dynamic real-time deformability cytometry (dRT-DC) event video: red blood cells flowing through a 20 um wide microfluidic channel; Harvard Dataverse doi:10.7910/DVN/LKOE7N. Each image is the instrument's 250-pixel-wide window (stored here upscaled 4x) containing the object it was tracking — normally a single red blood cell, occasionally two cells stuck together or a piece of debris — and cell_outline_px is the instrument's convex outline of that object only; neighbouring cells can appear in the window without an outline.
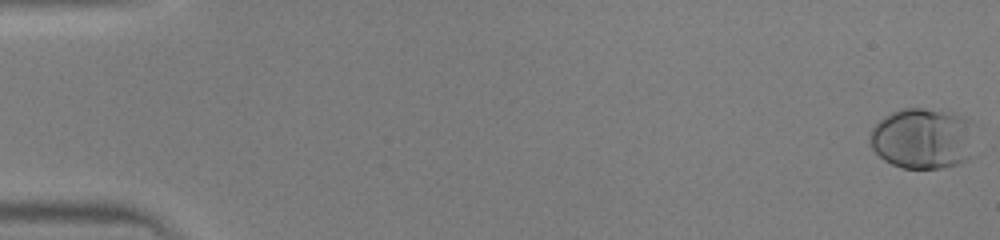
{"species": "human", "species_latin": "Homo sapiens", "temperature_condition": "warm", "stored_images_in_passage": 47, "camera_frame_rate_fps": 3000, "um_per_image_px": 0.085, "donor": {"sex": "male"}, "frame": {"image": 1, "passage_image": 1, "time_ms": 0.0, "image_size_px": [1000, 240], "cell_outline_px": [[972, 124], [968, 156], [960, 164], [944, 168], [904, 168], [892, 164], [884, 160], [872, 148], [872, 128], [884, 116], [892, 112], [904, 108], [924, 108], [952, 112], [968, 120]], "centroid_in_image_um": [78.4, 11.76], "position_along_channel_um": 6.6, "area_um2": 36.65}}
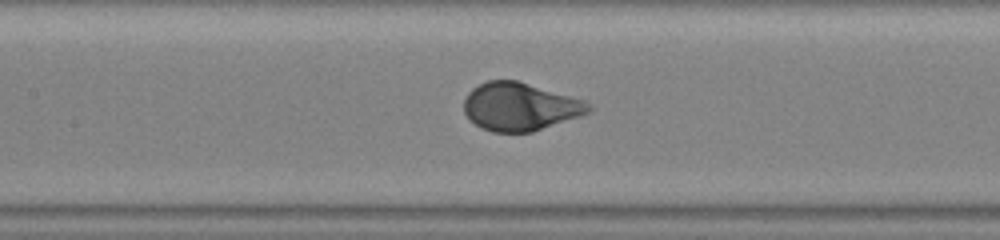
{"frame": {"image": 2, "passage_image": 23, "time_ms": 7.333, "image_size_px": [1000, 240], "cell_outline_px": [[592, 108], [588, 112], [580, 116], [532, 132], [492, 132], [480, 128], [464, 112], [464, 100], [468, 92], [472, 88], [488, 80], [516, 80], [584, 100], [592, 104]], "centroid_in_image_um": [44.19, 9.07], "position_along_channel_um": 163.2, "area_um2": 34.68}}
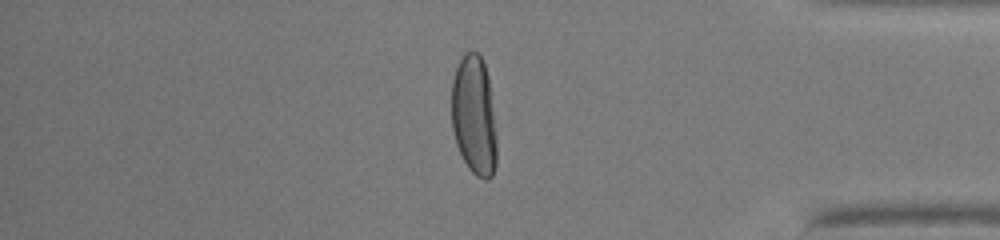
{"frame": {"image": 3, "passage_image": 40, "time_ms": 13.0, "image_size_px": [1000, 240], "cell_outline_px": [[496, 164], [492, 176], [488, 180], [484, 180], [476, 176], [468, 168], [456, 144], [452, 128], [452, 80], [456, 68], [464, 52], [472, 48], [480, 56], [484, 64], [488, 76], [496, 136]], "centroid_in_image_um": [40.29, 9.83], "position_along_channel_um": 394.9, "area_um2": 31.56}}